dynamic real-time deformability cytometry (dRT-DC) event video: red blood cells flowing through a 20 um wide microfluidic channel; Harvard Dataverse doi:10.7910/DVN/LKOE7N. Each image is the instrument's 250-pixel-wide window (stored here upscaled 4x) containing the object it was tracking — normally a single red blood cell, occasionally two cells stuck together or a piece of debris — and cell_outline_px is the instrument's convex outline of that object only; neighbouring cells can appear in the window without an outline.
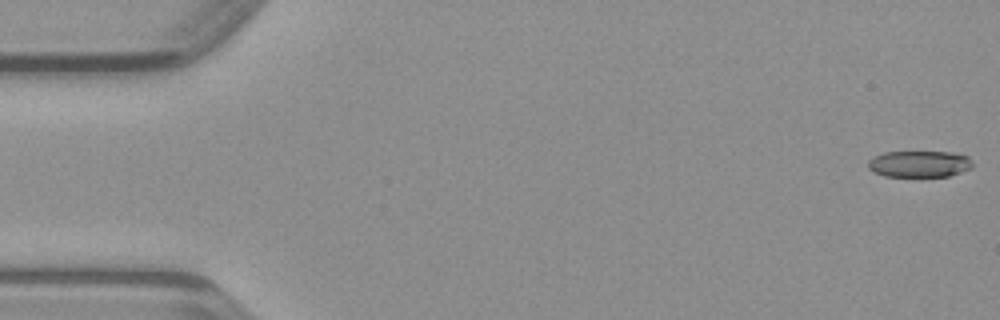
{"species": "common noctule bat (a hibernating species)", "species_latin": "Nyctalus noctula", "temperature_condition": "warm", "stored_images_in_passage": 48, "camera_frame_rate_fps": 3000, "um_per_image_px": 0.085, "animal": {"sex": "male", "body_mass_g": 23.1, "forearm_length_mm": 52.7}, "frame": {"image": 1, "passage_image": 1, "time_ms": 0.0, "image_size_px": [1000, 320], "cell_outline_px": [[972, 168], [948, 176], [884, 176], [872, 172], [868, 168], [868, 160], [872, 156], [884, 152], [952, 152], [968, 156], [972, 160]], "centroid_in_image_um": [78.11, 13.93], "position_along_channel_um": 6.9, "area_um2": 16.24}}
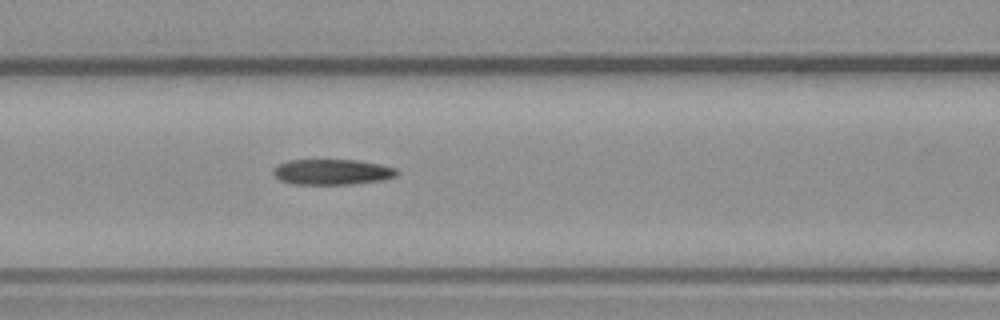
{"frame": {"image": 2, "passage_image": 20, "time_ms": 6.333, "image_size_px": [1000, 320], "cell_outline_px": [[396, 176], [384, 180], [352, 184], [292, 184], [280, 180], [272, 172], [272, 168], [276, 164], [288, 160], [356, 160], [380, 164], [396, 168]], "centroid_in_image_um": [28.19, 14.61], "position_along_channel_um": 138.4, "area_um2": 18.5}}
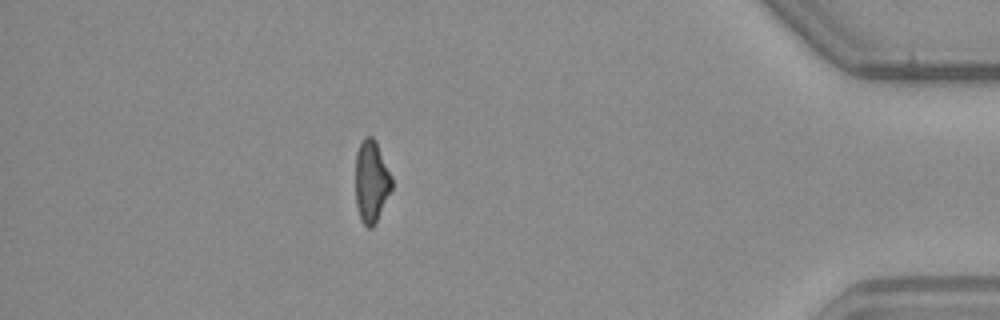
{"frame": {"image": 3, "passage_image": 42, "time_ms": 13.667, "image_size_px": [1000, 320], "cell_outline_px": [[392, 188], [376, 224], [372, 228], [368, 228], [360, 220], [356, 204], [356, 152], [360, 140], [364, 136], [372, 136], [376, 140], [392, 176]], "centroid_in_image_um": [31.57, 15.41], "position_along_channel_um": 403.6, "area_um2": 17.69}}